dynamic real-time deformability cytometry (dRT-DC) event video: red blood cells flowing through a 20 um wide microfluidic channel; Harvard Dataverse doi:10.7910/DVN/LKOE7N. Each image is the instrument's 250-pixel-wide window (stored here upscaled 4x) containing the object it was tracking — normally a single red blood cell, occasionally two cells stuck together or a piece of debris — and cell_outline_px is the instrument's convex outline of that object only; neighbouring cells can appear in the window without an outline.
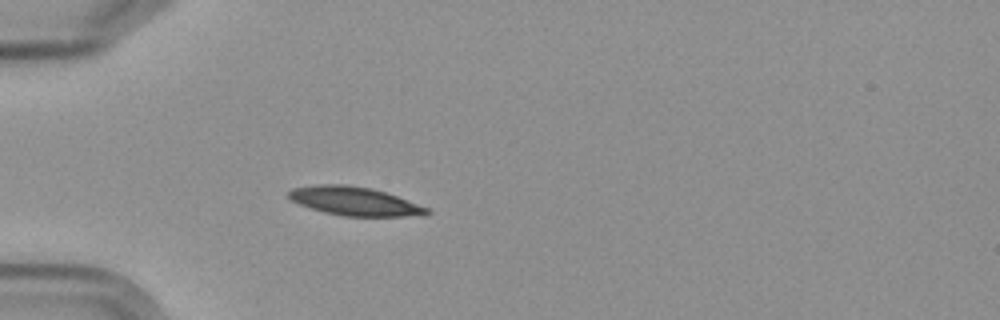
{"species": "Egyptian fruit bat (a non-hibernating species)", "species_latin": "Rousettus aegyptiacus", "temperature_condition": "cold", "stored_images_in_passage": 5, "camera_frame_rate_fps": 3000, "um_per_image_px": 0.085, "frame": {"image": 1, "passage_image": 5, "time_ms": 4.667, "image_size_px": [1000, 320], "cell_outline_px": [[432, 212], [424, 216], [344, 216], [324, 212], [300, 204], [292, 200], [288, 196], [288, 192], [292, 188], [320, 184], [344, 184], [372, 188], [396, 196], [428, 208]], "centroid_in_image_um": [30.16, 17.1], "position_along_channel_um": 54.8, "area_um2": 22.89}}